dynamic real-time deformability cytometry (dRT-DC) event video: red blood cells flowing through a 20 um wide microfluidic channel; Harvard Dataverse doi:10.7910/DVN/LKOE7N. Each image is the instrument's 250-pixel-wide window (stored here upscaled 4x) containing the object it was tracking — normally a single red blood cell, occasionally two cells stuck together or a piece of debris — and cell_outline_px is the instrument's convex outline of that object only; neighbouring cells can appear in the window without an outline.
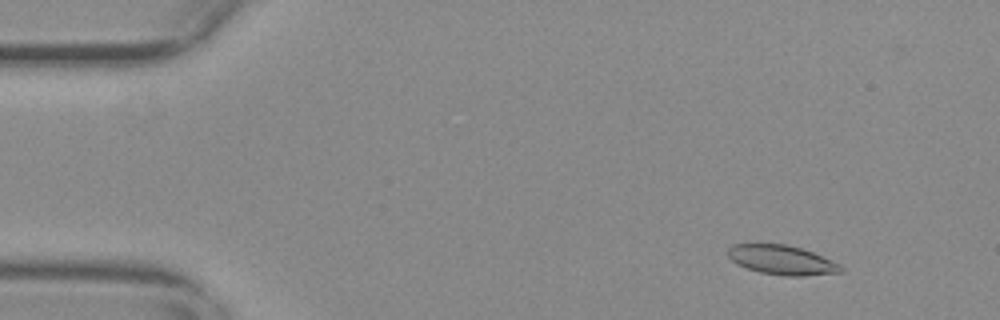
{"species": "common noctule bat (a hibernating species)", "species_latin": "Nyctalus noctula", "temperature_condition": "warm", "stored_images_in_passage": 55, "camera_frame_rate_fps": 3000, "um_per_image_px": 0.085, "animal": {"sex": "female", "body_mass_g": 29.2, "forearm_length_mm": 56.3}, "frame": {"image": 1, "passage_image": 5, "time_ms": 1.333, "image_size_px": [1000, 320], "cell_outline_px": [[844, 272], [804, 276], [784, 276], [760, 272], [736, 264], [728, 256], [728, 248], [732, 244], [788, 244], [812, 252], [840, 264], [844, 268]], "centroid_in_image_um": [66.47, 22.1], "position_along_channel_um": 18.5, "area_um2": 19.36}}
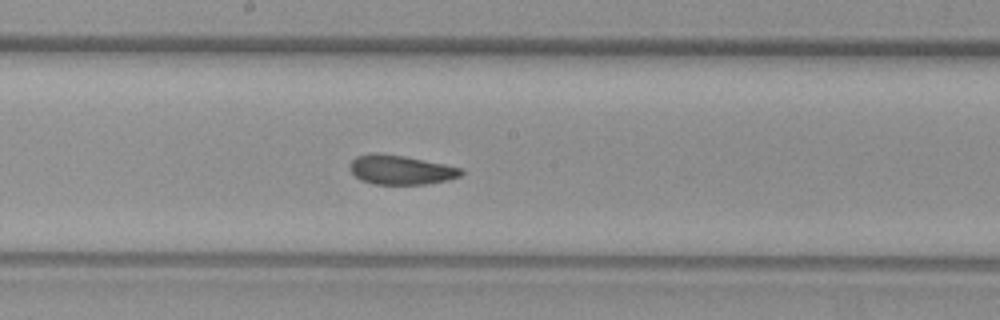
{"frame": {"image": 2, "passage_image": 29, "time_ms": 9.333, "image_size_px": [1000, 320], "cell_outline_px": [[464, 172], [460, 176], [448, 180], [428, 184], [372, 184], [360, 180], [348, 168], [348, 164], [356, 156], [372, 152], [380, 152], [404, 156], [464, 168]], "centroid_in_image_um": [34.04, 14.43], "position_along_channel_um": 214.2, "area_um2": 19.31}}
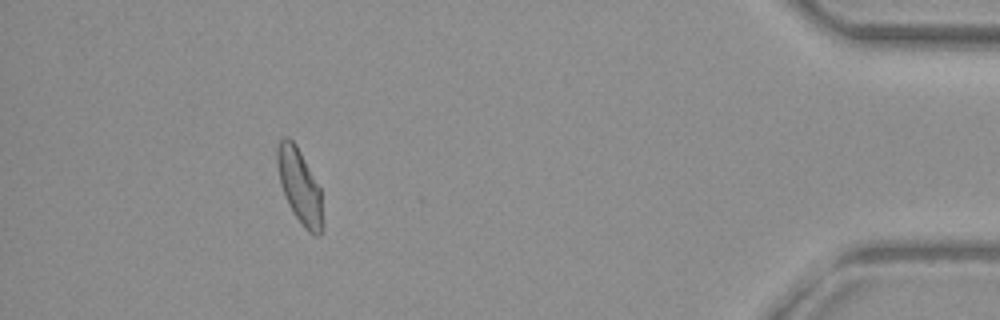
{"frame": {"image": 3, "passage_image": 50, "time_ms": 16.333, "image_size_px": [1000, 320], "cell_outline_px": [[324, 228], [320, 236], [316, 236], [308, 232], [304, 228], [292, 212], [288, 204], [280, 184], [276, 160], [276, 148], [280, 140], [284, 136], [288, 136], [296, 144], [320, 188], [324, 224]], "centroid_in_image_um": [25.47, 15.87], "position_along_channel_um": 409.7, "area_um2": 20.06}, "authors_computed_cell_mechanics": {"area_um2": 19.7098, "velocity_mm_per_s": 3.6708, "shape_relaxation_time_tau1_ms": 6.4498, "shape_relaxation_time_tau2_ms": 2.2089, "deformation_change_tau1": 0.1408, "deformation_change_tau2": 0.078}}